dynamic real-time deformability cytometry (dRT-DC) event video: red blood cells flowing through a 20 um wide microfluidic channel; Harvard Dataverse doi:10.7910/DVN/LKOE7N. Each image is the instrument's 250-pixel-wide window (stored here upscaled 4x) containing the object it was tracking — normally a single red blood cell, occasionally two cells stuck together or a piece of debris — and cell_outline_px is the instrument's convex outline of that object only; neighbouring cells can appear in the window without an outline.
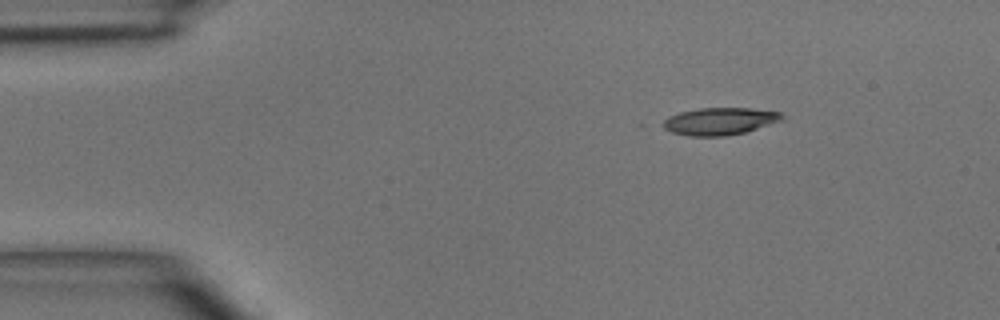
{"species": "common noctule bat (a hibernating species)", "species_latin": "Nyctalus noctula", "temperature_condition": "room temperature", "stored_images_in_passage": 3, "camera_frame_rate_fps": 3000, "um_per_image_px": 0.085, "animal": {"sex": "male", "body_mass_g": 15.6}, "frame": {"image": 1, "passage_image": 3, "time_ms": 2.333, "image_size_px": [1000, 320], "cell_outline_px": [[784, 116], [780, 120], [744, 132], [724, 136], [688, 136], [672, 132], [656, 124], [668, 116], [680, 112], [700, 108], [752, 108], [780, 112]], "centroid_in_image_um": [61.07, 10.3], "position_along_channel_um": 23.9, "area_um2": 18.9}}